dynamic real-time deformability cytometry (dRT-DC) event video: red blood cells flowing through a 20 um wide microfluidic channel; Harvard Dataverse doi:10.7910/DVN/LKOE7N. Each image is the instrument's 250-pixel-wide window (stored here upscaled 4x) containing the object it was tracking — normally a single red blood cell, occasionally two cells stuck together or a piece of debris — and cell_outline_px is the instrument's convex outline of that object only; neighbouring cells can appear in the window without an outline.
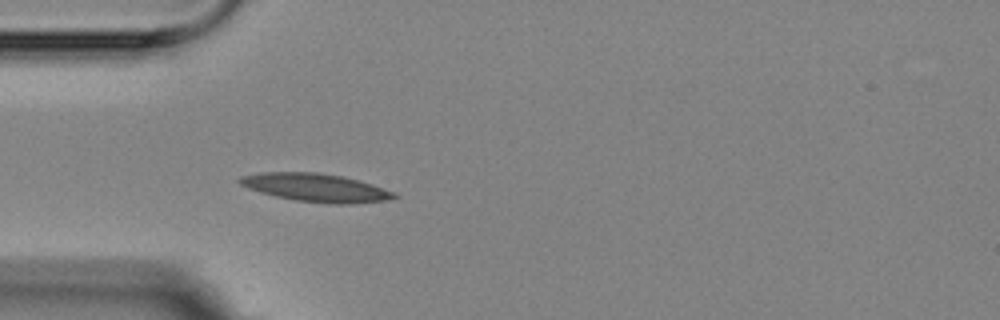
{"species": "Egyptian fruit bat (a non-hibernating species)", "species_latin": "Rousettus aegyptiacus", "temperature_condition": "room temperature", "stored_images_in_passage": 4, "camera_frame_rate_fps": 3000, "um_per_image_px": 0.085, "animal": {"sex": "female"}, "frame": {"image": 1, "passage_image": 4, "time_ms": 3.667, "image_size_px": [1000, 320], "cell_outline_px": [[400, 196], [388, 200], [348, 204], [332, 204], [296, 200], [276, 196], [260, 192], [248, 188], [240, 184], [236, 180], [240, 176], [260, 172], [316, 172], [344, 176], [360, 180], [396, 192]], "centroid_in_image_um": [26.87, 15.94], "position_along_channel_um": 58.1, "area_um2": 25.55}}